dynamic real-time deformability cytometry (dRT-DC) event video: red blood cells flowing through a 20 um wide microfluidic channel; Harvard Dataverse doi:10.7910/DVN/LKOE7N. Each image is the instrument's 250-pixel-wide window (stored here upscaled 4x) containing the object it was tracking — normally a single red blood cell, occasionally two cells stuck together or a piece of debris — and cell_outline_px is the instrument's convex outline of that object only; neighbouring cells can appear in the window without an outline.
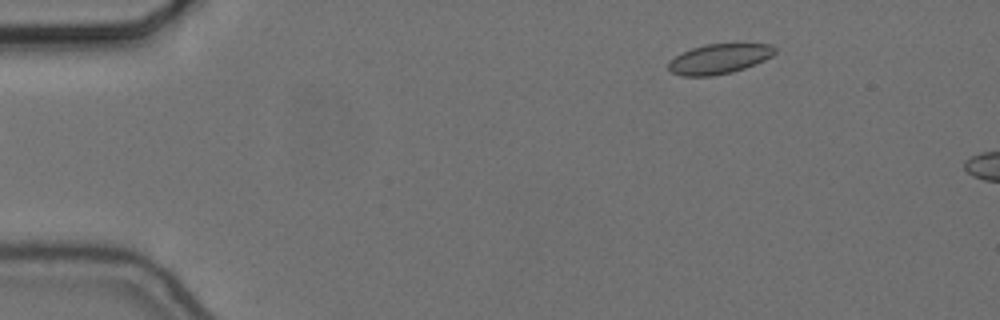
{"species": "common noctule bat (a hibernating species)", "species_latin": "Nyctalus noctula", "temperature_condition": "cold", "stored_images_in_passage": 6, "camera_frame_rate_fps": 3000, "um_per_image_px": 0.085, "animal": {"sex": "female", "body_mass_g": 24.6, "forearm_length_mm": 56.2}, "frame": {"image": 1, "passage_image": 1, "time_ms": 0.0, "image_size_px": [1000, 320], "cell_outline_px": [[776, 52], [772, 56], [764, 60], [744, 68], [732, 72], [712, 76], [680, 76], [672, 72], [668, 68], [668, 60], [692, 48], [704, 44], [772, 44], [776, 48]], "centroid_in_image_um": [61.12, 5.0], "position_along_channel_um": 23.9, "area_um2": 18.5}}